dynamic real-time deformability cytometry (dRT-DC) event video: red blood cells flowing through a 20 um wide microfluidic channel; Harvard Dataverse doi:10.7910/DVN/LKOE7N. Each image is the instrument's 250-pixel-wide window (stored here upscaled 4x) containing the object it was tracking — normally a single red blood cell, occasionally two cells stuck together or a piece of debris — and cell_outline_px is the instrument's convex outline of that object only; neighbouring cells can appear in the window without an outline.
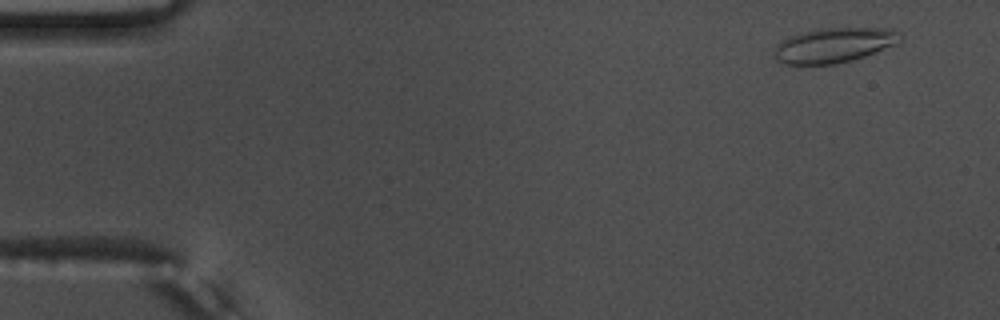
{"species": "common noctule bat (a hibernating species)", "species_latin": "Nyctalus noctula", "temperature_condition": "warm", "stored_images_in_passage": 54, "camera_frame_rate_fps": 3000, "um_per_image_px": 0.085, "animal": {"sex": "male", "body_mass_g": 17.5, "forearm_length_mm": 52.3}, "frame": {"image": 1, "passage_image": 4, "time_ms": 1.0, "image_size_px": [1000, 320], "cell_outline_px": [[900, 40], [892, 44], [864, 56], [852, 60], [836, 64], [784, 64], [776, 60], [776, 44], [788, 36], [800, 32], [820, 28], [888, 28], [900, 32]], "centroid_in_image_um": [70.83, 3.83], "position_along_channel_um": 14.2, "area_um2": 25.26}}
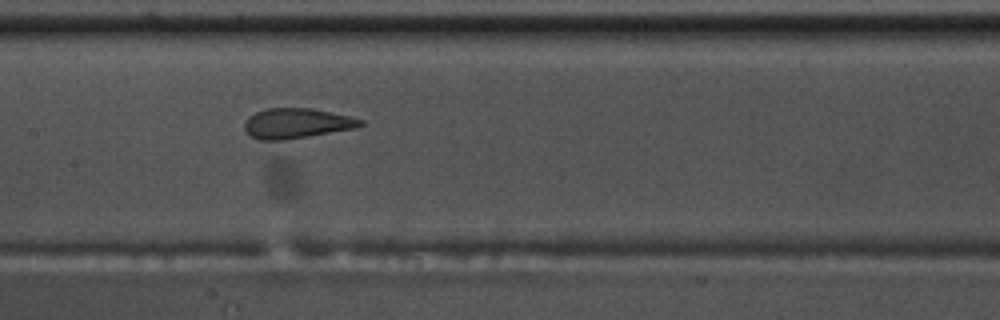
{"frame": {"image": 2, "passage_image": 27, "time_ms": 8.667, "image_size_px": [1000, 320], "cell_outline_px": [[364, 124], [356, 128], [284, 140], [260, 140], [252, 136], [244, 128], [244, 124], [248, 116], [256, 112], [268, 108], [312, 108], [348, 116], [364, 120]], "centroid_in_image_um": [25.21, 10.48], "position_along_channel_um": 182.2, "area_um2": 20.17}}
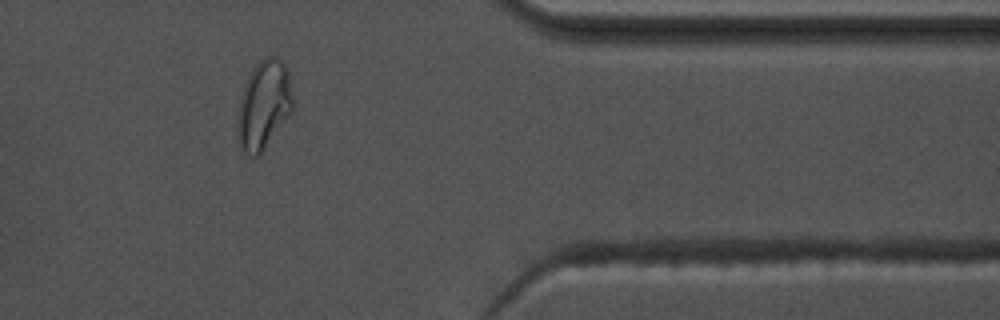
{"frame": {"image": 3, "passage_image": 45, "time_ms": 14.667, "image_size_px": [1000, 320], "cell_outline_px": [[292, 112], [260, 156], [252, 156], [240, 144], [240, 108], [244, 88], [248, 76], [256, 64], [260, 60], [268, 56], [276, 56], [284, 64], [288, 72], [292, 100]], "centroid_in_image_um": [22.49, 8.89], "position_along_channel_um": 388.9, "area_um2": 27.46}, "authors_computed_cell_mechanics": {"area_um2": 22.7443, "velocity_mm_per_s": 3.751, "shape_relaxation_time_tau1_ms": null, "shape_relaxation_time_tau2_ms": 0.8121, "deformation_change_tau1": null, "deformation_change_tau2": 0.0581}}